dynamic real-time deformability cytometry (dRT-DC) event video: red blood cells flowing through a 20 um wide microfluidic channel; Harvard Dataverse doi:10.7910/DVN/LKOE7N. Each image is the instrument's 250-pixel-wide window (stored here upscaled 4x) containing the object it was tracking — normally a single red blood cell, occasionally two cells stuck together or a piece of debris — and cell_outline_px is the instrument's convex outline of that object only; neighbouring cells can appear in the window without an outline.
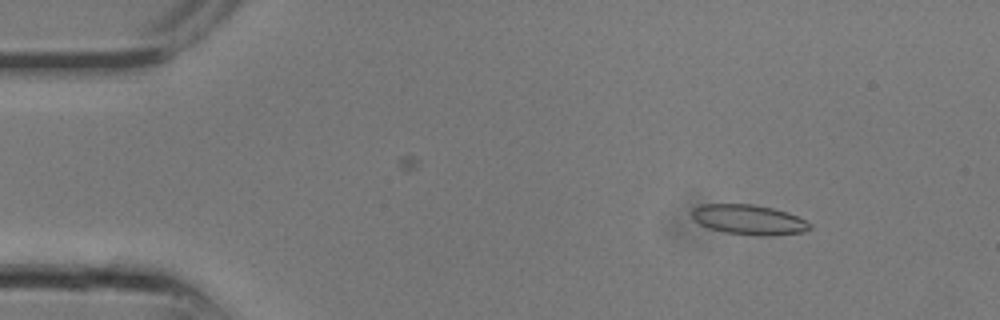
{"species": "common noctule bat (a hibernating species)", "species_latin": "Nyctalus noctula", "temperature_condition": "room temperature", "stored_images_in_passage": 19, "camera_frame_rate_fps": 3000, "um_per_image_px": 0.085, "animal": {"sex": "male", "body_mass_g": 13.3}, "frame": {"image": 1, "passage_image": 3, "time_ms": 0.667, "image_size_px": [1000, 320], "cell_outline_px": [[812, 228], [804, 232], [772, 236], [756, 236], [724, 232], [708, 228], [700, 224], [692, 216], [692, 208], [700, 204], [752, 204], [772, 208], [788, 212], [812, 224]], "centroid_in_image_um": [63.66, 18.68], "position_along_channel_um": 21.3, "area_um2": 20.75}}
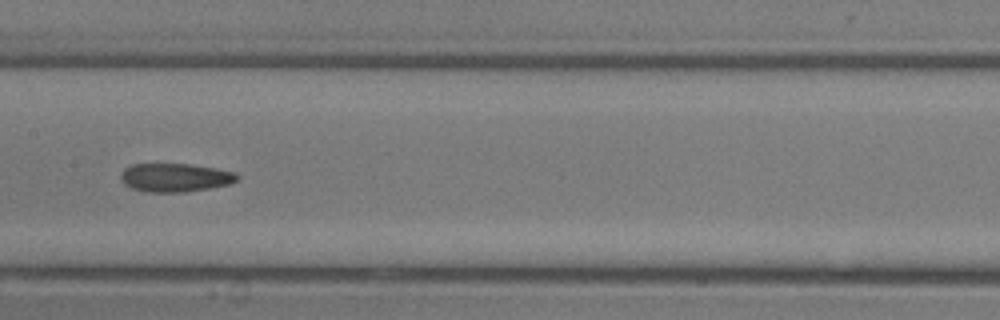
{"frame": {"image": 2, "passage_image": 13, "time_ms": 4.0, "image_size_px": [1000, 320], "cell_outline_px": [[240, 176], [236, 180], [228, 184], [208, 188], [184, 192], [148, 192], [132, 188], [124, 184], [120, 180], [120, 172], [124, 168], [132, 164], [188, 164], [216, 168], [236, 172]], "centroid_in_image_um": [14.85, 15.08], "position_along_channel_um": 192.5, "area_um2": 19.36}}
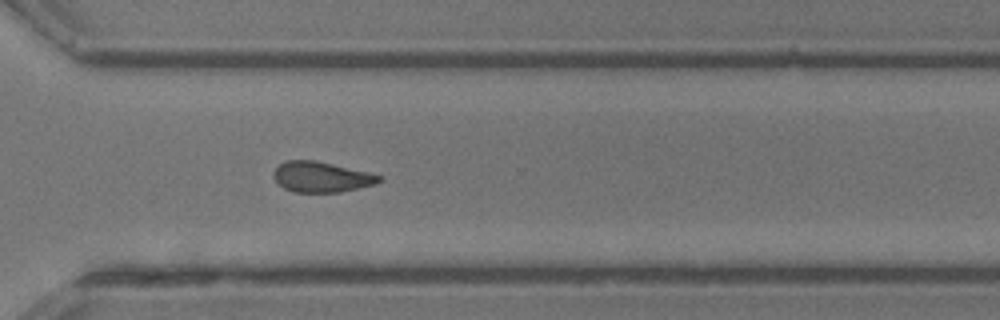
{"frame": {"image": 3, "passage_image": 19, "time_ms": 6.0, "image_size_px": [1000, 320], "cell_outline_px": [[384, 180], [376, 184], [340, 192], [292, 192], [284, 188], [272, 176], [272, 172], [284, 160], [316, 160], [372, 172], [380, 176]], "centroid_in_image_um": [27.34, 15.03], "position_along_channel_um": 343.3, "area_um2": 19.02}}